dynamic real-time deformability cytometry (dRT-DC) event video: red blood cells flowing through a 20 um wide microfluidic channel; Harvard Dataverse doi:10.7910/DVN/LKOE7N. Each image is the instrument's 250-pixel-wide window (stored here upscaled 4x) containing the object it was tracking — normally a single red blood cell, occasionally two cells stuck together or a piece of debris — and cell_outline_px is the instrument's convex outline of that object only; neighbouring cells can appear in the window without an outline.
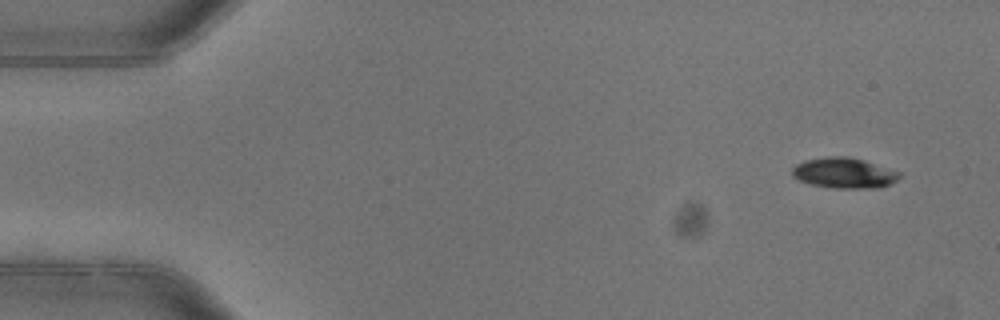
{"species": "common noctule bat (a hibernating species)", "species_latin": "Nyctalus noctula", "temperature_condition": "warm", "stored_images_in_passage": 5, "camera_frame_rate_fps": 3000, "um_per_image_px": 0.085, "animal": {"sex": "female"}, "frame": {"image": 1, "passage_image": 1, "time_ms": 0.0, "image_size_px": [1000, 320], "cell_outline_px": [[900, 176], [892, 184], [880, 188], [832, 188], [812, 184], [800, 180], [792, 176], [792, 168], [796, 164], [804, 160], [828, 156], [848, 156], [864, 160], [900, 172]], "centroid_in_image_um": [71.75, 14.7], "position_along_channel_um": 13.2, "area_um2": 19.13}}
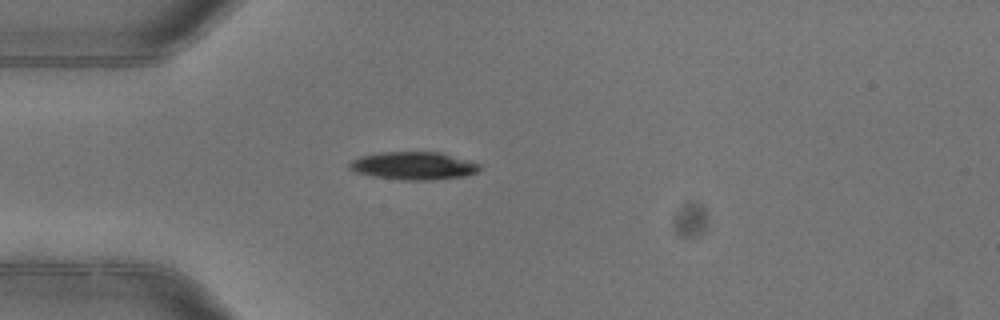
{"frame": {"image": 2, "passage_image": 4, "time_ms": 1.0, "image_size_px": [1000, 320], "cell_outline_px": [[480, 168], [476, 172], [464, 176], [432, 180], [400, 180], [376, 176], [356, 172], [348, 168], [348, 164], [352, 160], [360, 156], [380, 152], [440, 152], [480, 164]], "centroid_in_image_um": [35.12, 14.09], "position_along_channel_um": 49.9, "area_um2": 20.98}}